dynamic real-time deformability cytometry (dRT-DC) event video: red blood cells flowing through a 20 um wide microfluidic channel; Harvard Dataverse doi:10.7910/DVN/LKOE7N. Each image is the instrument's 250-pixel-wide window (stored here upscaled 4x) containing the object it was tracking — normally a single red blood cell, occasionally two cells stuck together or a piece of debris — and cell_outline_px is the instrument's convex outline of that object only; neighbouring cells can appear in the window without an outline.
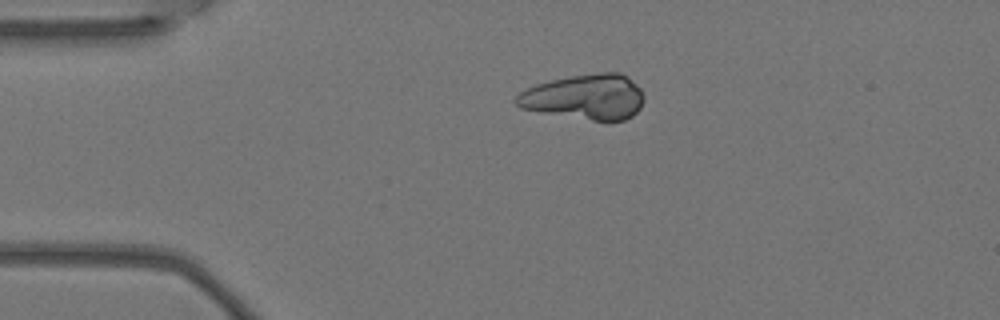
{"species": "Egyptian fruit bat (a non-hibernating species)", "species_latin": "Rousettus aegyptiacus", "temperature_condition": "warm", "stored_images_in_passage": 2, "camera_frame_rate_fps": 3000, "um_per_image_px": 0.085, "animal": {"sex": "female"}, "frame": {"image": 1, "passage_image": 1, "time_ms": 0.0, "image_size_px": [1000, 320], "cell_outline_px": [[644, 100], [640, 108], [632, 116], [624, 120], [608, 124], [540, 112], [520, 108], [512, 100], [520, 92], [536, 84], [552, 80], [572, 76], [600, 72], [620, 72], [628, 76], [640, 88], [644, 96]], "centroid_in_image_um": [49.75, 8.28], "position_along_channel_um": 35.2, "area_um2": 34.39}}